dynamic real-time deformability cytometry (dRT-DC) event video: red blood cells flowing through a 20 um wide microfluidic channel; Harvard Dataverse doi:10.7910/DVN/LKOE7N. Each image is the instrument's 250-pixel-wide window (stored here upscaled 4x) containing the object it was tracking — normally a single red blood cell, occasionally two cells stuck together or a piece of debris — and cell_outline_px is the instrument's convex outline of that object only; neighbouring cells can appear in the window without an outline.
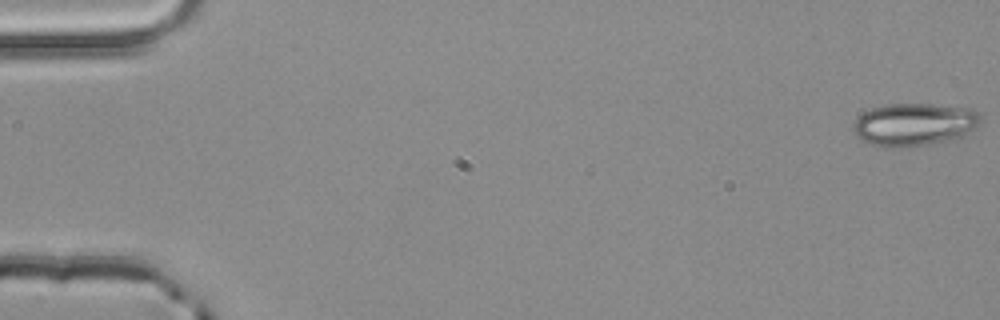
{"species": "common noctule bat (a hibernating species)", "species_latin": "Nyctalus noctula", "temperature_condition": "room temperature", "stored_images_in_passage": 4, "camera_frame_rate_fps": 3000, "um_per_image_px": 0.085, "animal": {"sex": "male", "body_mass_g": 20.4}, "frame": {"image": 1, "passage_image": 1, "time_ms": 0.0, "image_size_px": [1000, 320], "cell_outline_px": [[980, 120], [964, 136], [952, 140], [900, 148], [884, 148], [860, 140], [856, 136], [852, 128], [852, 124], [864, 112], [872, 108], [884, 104], [932, 104], [972, 108], [980, 116]], "centroid_in_image_um": [77.66, 10.58], "position_along_channel_um": 7.3, "area_um2": 31.79}}